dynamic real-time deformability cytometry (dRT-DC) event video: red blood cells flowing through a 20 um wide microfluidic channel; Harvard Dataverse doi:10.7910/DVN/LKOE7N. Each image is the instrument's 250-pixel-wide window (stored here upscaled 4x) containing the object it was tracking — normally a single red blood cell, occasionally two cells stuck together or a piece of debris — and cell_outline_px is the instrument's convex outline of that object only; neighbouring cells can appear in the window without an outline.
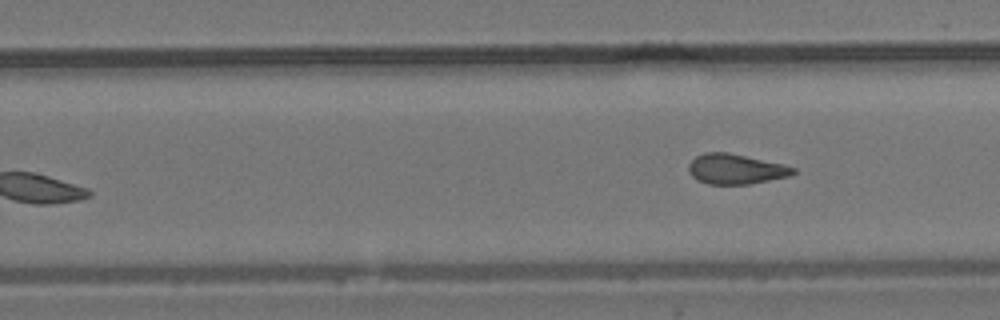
{"species": "common noctule bat (a hibernating species)", "species_latin": "Nyctalus noctula", "temperature_condition": "room temperature", "stored_images_in_passage": 10, "camera_frame_rate_fps": 3000, "um_per_image_px": 0.085, "animal": {"sex": "male", "body_mass_g": 19.2, "forearm_length_mm": 51.8}, "frame": {"image": 1, "passage_image": 10, "time_ms": 11.667, "image_size_px": [1000, 320], "cell_outline_px": [[796, 172], [788, 176], [748, 184], [708, 184], [696, 180], [692, 176], [688, 168], [688, 164], [696, 156], [704, 152], [728, 152], [780, 164], [796, 168]], "centroid_in_image_um": [62.48, 14.37], "position_along_channel_um": 267.3, "area_um2": 18.09}}